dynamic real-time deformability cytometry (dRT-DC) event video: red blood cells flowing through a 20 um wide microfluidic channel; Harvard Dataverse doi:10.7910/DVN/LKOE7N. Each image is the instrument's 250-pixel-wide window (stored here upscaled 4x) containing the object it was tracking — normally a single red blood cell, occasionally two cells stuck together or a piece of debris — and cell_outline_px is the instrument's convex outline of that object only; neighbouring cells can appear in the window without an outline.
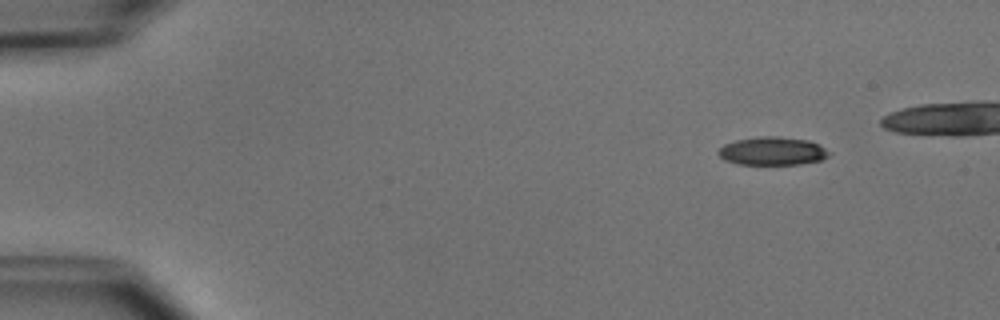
{"species": "common noctule bat (a hibernating species)", "species_latin": "Nyctalus noctula", "temperature_condition": "cold", "stored_images_in_passage": 8, "camera_frame_rate_fps": 3000, "um_per_image_px": 0.085, "animal": {"sex": "male", "body_mass_g": 15.6}, "frame": {"image": 1, "passage_image": 2, "time_ms": 1.333, "image_size_px": [1000, 320], "cell_outline_px": [[832, 152], [828, 156], [820, 160], [800, 164], [740, 164], [724, 160], [716, 152], [724, 144], [736, 140], [756, 136], [780, 136], [808, 140], [820, 144]], "centroid_in_image_um": [65.67, 12.82], "position_along_channel_um": 19.3, "area_um2": 18.38}}
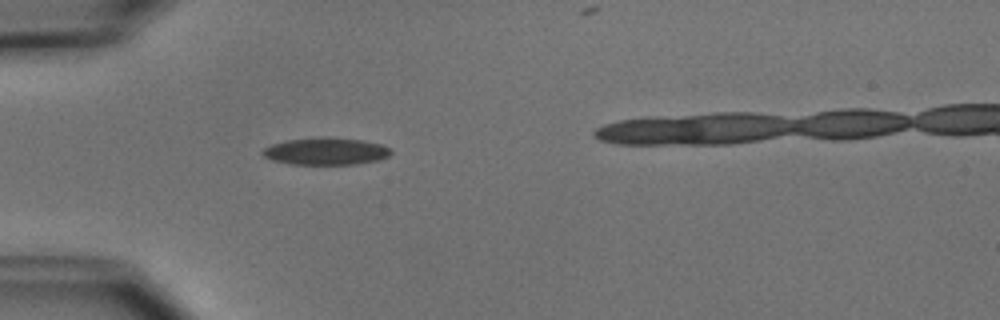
{"frame": {"image": 2, "passage_image": 5, "time_ms": 4.667, "image_size_px": [1000, 320], "cell_outline_px": [[392, 152], [388, 156], [380, 160], [356, 164], [288, 164], [272, 160], [264, 156], [260, 152], [264, 148], [272, 144], [288, 140], [324, 136], [364, 140], [380, 144], [388, 148]], "centroid_in_image_um": [27.69, 12.85], "position_along_channel_um": 57.3, "area_um2": 20.4}}